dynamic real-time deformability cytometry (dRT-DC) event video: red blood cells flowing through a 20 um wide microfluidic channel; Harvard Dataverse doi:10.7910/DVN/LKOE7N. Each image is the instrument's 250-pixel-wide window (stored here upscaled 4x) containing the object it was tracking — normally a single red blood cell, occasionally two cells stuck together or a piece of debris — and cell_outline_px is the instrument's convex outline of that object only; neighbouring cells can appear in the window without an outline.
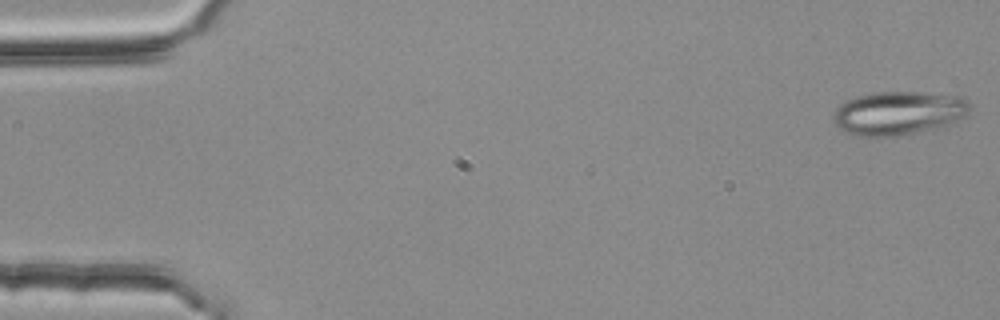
{"species": "common noctule bat (a hibernating species)", "species_latin": "Nyctalus noctula", "temperature_condition": "room temperature", "stored_images_in_passage": 4, "camera_frame_rate_fps": 3000, "um_per_image_px": 0.085, "animal": {"sex": "female", "body_mass_g": 25.1}, "frame": {"image": 1, "passage_image": 1, "time_ms": 0.0, "image_size_px": [1000, 320], "cell_outline_px": [[972, 108], [968, 116], [944, 128], [872, 140], [856, 136], [840, 128], [832, 120], [832, 112], [840, 104], [856, 96], [868, 92], [916, 92], [960, 96], [968, 100], [972, 104]], "centroid_in_image_um": [76.41, 9.65], "position_along_channel_um": 8.6, "area_um2": 36.13}}